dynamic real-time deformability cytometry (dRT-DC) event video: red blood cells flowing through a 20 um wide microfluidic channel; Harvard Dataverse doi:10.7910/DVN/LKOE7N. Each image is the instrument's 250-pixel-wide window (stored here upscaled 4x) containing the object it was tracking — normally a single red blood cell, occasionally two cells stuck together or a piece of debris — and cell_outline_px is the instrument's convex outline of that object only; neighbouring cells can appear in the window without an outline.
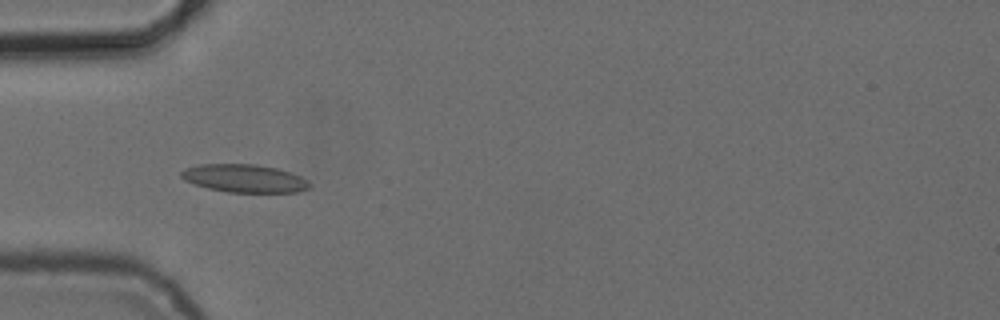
{"species": "common noctule bat (a hibernating species)", "species_latin": "Nyctalus noctula", "temperature_condition": "cold", "stored_images_in_passage": 7, "camera_frame_rate_fps": 3000, "um_per_image_px": 0.085, "animal": {"sex": "female", "body_mass_g": 24.6, "forearm_length_mm": 56.2}, "frame": {"image": 1, "passage_image": 5, "time_ms": 5.333, "image_size_px": [1000, 320], "cell_outline_px": [[312, 188], [296, 192], [228, 192], [208, 188], [184, 180], [180, 176], [180, 172], [184, 168], [200, 164], [256, 164], [276, 168], [300, 176], [308, 180], [312, 184]], "centroid_in_image_um": [20.78, 15.16], "position_along_channel_um": 64.2, "area_um2": 20.98}}
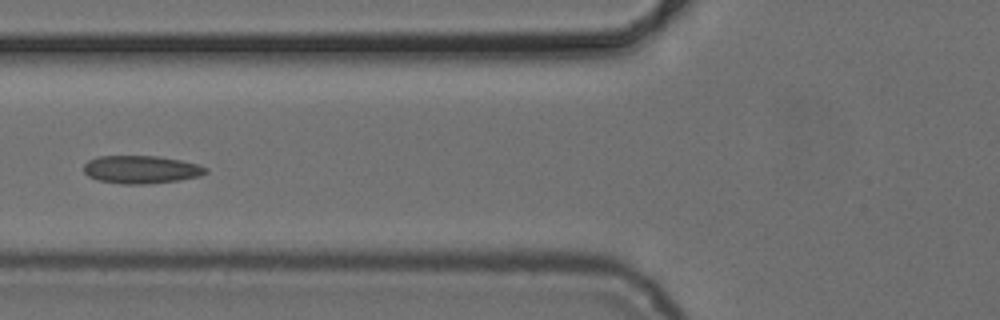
{"frame": {"image": 2, "passage_image": 6, "time_ms": 6.667, "image_size_px": [1000, 320], "cell_outline_px": [[208, 172], [200, 176], [180, 180], [144, 184], [120, 184], [100, 180], [88, 176], [84, 172], [84, 164], [88, 160], [96, 156], [156, 156], [180, 160], [196, 164], [208, 168]], "centroid_in_image_um": [11.99, 14.41], "position_along_channel_um": 113.8, "area_um2": 19.83}}
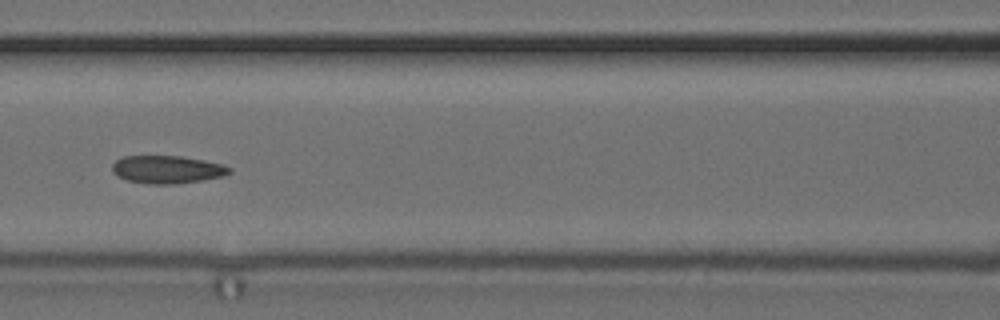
{"frame": {"image": 3, "passage_image": 7, "time_ms": 7.667, "image_size_px": [1000, 320], "cell_outline_px": [[232, 172], [220, 176], [200, 180], [176, 184], [152, 184], [128, 180], [112, 172], [112, 164], [116, 160], [124, 156], [184, 156], [224, 164], [232, 168]], "centroid_in_image_um": [14.23, 14.39], "position_along_channel_um": 152.4, "area_um2": 18.9}}